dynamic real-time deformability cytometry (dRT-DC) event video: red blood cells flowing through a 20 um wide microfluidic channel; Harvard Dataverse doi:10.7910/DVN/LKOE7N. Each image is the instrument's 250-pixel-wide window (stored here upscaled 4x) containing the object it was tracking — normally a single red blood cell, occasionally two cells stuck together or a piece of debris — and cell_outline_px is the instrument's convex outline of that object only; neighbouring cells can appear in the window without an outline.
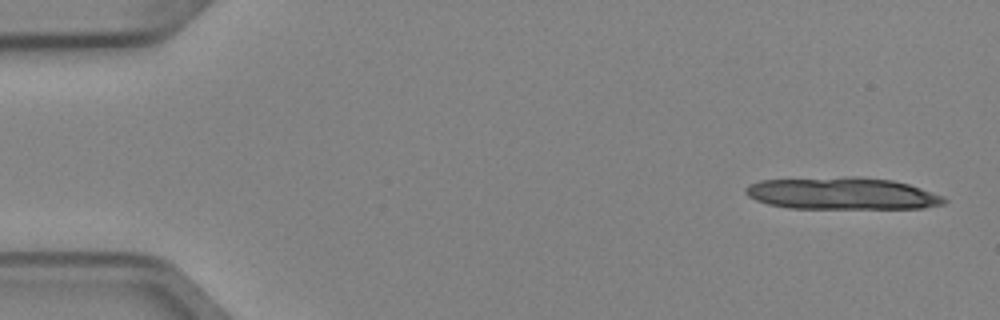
{"species": "Egyptian fruit bat (a non-hibernating species)", "species_latin": "Rousettus aegyptiacus", "temperature_condition": "cold", "stored_images_in_passage": 4, "camera_frame_rate_fps": 3000, "um_per_image_px": 0.085, "animal": {"sex": "female"}, "frame": {"image": 1, "passage_image": 1, "time_ms": 0.0, "image_size_px": [1000, 320], "cell_outline_px": [[948, 200], [944, 204], [924, 208], [788, 208], [768, 204], [756, 200], [748, 196], [744, 192], [744, 188], [748, 184], [760, 180], [844, 176], [856, 176], [892, 180], [908, 184], [944, 196]], "centroid_in_image_um": [71.55, 16.44], "position_along_channel_um": 13.4, "area_um2": 37.4}}